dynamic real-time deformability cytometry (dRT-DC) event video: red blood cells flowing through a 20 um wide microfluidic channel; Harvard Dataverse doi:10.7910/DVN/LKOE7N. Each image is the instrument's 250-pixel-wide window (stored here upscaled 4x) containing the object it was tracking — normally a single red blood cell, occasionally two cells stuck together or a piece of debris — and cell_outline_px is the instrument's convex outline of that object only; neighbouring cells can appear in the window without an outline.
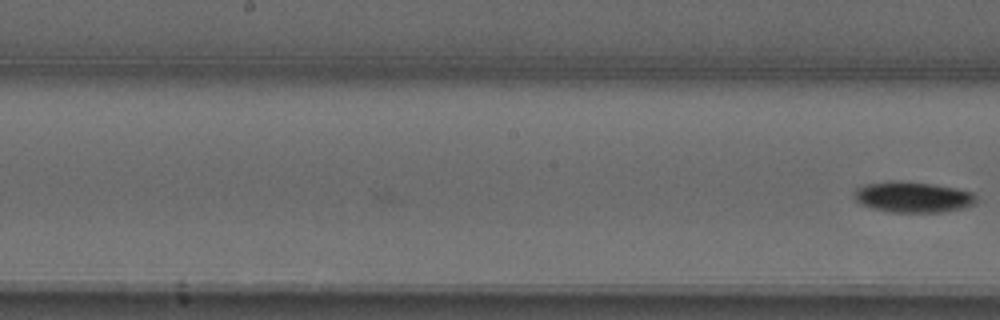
{"species": "common noctule bat (a hibernating species)", "species_latin": "Nyctalus noctula", "temperature_condition": "warm", "stored_images_in_passage": 8, "camera_frame_rate_fps": 3000, "um_per_image_px": 0.085, "animal": {"sex": "male", "forearm_length_mm": 52.5}, "frame": {"image": 1, "passage_image": 8, "time_ms": 2.333, "image_size_px": [1000, 320], "cell_outline_px": [[976, 204], [964, 208], [940, 212], [892, 212], [872, 208], [860, 204], [856, 200], [856, 188], [868, 184], [892, 180], [896, 180], [932, 184], [972, 192], [976, 196]], "centroid_in_image_um": [77.61, 16.75], "position_along_channel_um": 170.6, "area_um2": 21.68}}